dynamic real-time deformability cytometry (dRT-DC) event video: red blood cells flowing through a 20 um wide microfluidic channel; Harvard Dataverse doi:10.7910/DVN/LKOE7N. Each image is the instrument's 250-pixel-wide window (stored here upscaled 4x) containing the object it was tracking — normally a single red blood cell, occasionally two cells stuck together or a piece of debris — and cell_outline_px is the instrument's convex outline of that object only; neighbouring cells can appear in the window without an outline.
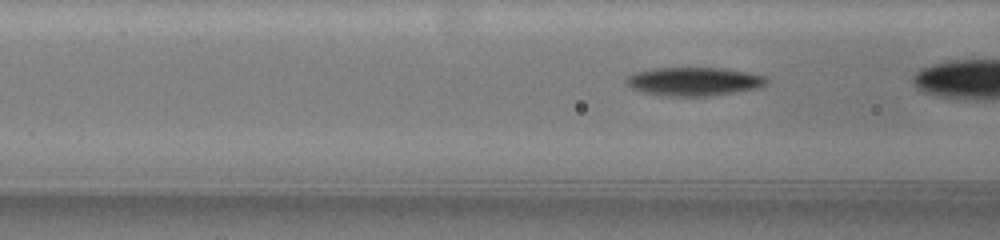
{"species": "common noctule bat (a hibernating species)", "species_latin": "Nyctalus noctula", "temperature_condition": "warm", "stored_images_in_passage": 24, "camera_frame_rate_fps": 3000, "um_per_image_px": 0.085, "animal": {"sex": "female", "body_mass_g": 19.5, "forearm_length_mm": 54.1}, "frame": {"image": 1, "passage_image": 20, "time_ms": 6.667, "image_size_px": [1000, 240], "cell_outline_px": [[768, 80], [764, 84], [756, 88], [708, 96], [664, 96], [644, 92], [632, 88], [624, 84], [624, 76], [636, 72], [652, 68], [724, 68], [748, 72], [768, 76]], "centroid_in_image_um": [58.92, 6.91], "position_along_channel_um": 107.7, "area_um2": 23.41}}